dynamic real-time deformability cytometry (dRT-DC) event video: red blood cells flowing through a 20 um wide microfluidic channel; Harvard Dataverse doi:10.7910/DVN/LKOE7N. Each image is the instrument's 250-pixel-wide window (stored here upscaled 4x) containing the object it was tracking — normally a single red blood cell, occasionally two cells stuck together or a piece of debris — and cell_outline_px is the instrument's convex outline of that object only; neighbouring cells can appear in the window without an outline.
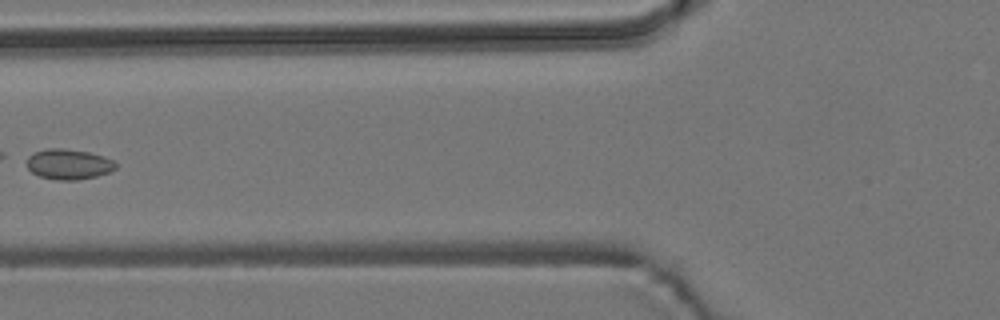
{"species": "common noctule bat (a hibernating species)", "species_latin": "Nyctalus noctula", "temperature_condition": "room temperature", "stored_images_in_passage": 7, "camera_frame_rate_fps": 3000, "um_per_image_px": 0.085, "animal": {"sex": "male", "body_mass_g": 19.2, "forearm_length_mm": 51.8}, "frame": {"image": 1, "passage_image": 6, "time_ms": 6.667, "image_size_px": [1000, 320], "cell_outline_px": [[116, 168], [108, 172], [96, 176], [76, 180], [56, 180], [40, 176], [32, 172], [28, 168], [28, 156], [32, 152], [48, 148], [64, 148], [88, 152], [104, 156], [112, 160], [116, 164]], "centroid_in_image_um": [5.82, 13.95], "position_along_channel_um": 120.0, "area_um2": 15.66}}
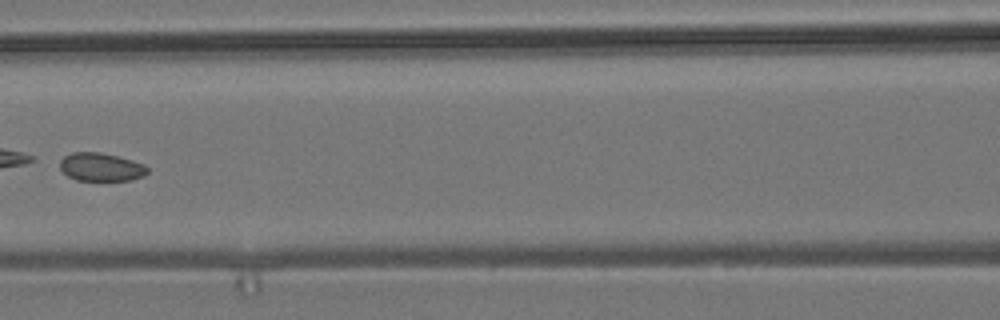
{"frame": {"image": 2, "passage_image": 7, "time_ms": 7.667, "image_size_px": [1000, 320], "cell_outline_px": [[148, 172], [144, 176], [132, 180], [76, 180], [68, 176], [60, 168], [60, 160], [64, 156], [72, 152], [100, 152], [132, 160], [144, 164], [148, 168]], "centroid_in_image_um": [8.59, 14.19], "position_along_channel_um": 158.0, "area_um2": 14.39}}